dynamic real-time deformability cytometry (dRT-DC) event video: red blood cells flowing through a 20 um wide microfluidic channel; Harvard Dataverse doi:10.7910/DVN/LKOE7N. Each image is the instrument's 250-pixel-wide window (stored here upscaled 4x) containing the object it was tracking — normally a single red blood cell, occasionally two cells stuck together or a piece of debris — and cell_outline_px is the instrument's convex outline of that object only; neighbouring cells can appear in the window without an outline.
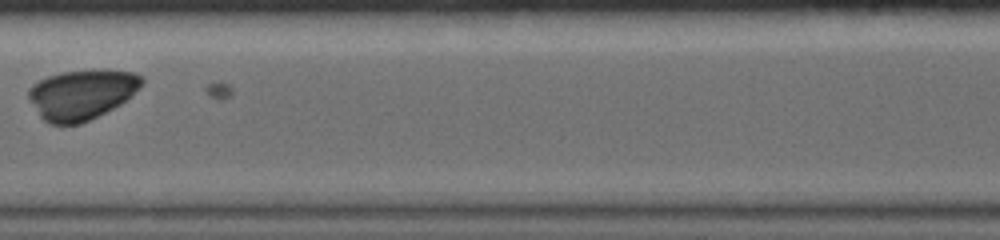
{"species": "common noctule bat (a hibernating species)", "species_latin": "Nyctalus noctula", "temperature_condition": "warm", "stored_images_in_passage": 21, "camera_frame_rate_fps": 5000, "um_per_image_px": 0.085, "animal": {"sex": "female", "body_mass_g": 19.0, "forearm_length_mm": 56.7}, "frame": {"image": 1, "passage_image": 16, "time_ms": 3.8, "image_size_px": [1000, 240], "cell_outline_px": [[144, 84], [120, 104], [80, 124], [48, 124], [40, 116], [28, 96], [28, 92], [32, 84], [48, 76], [60, 72], [104, 68], [108, 68], [132, 72], [144, 76]], "centroid_in_image_um": [6.97, 7.99], "position_along_channel_um": 200.4, "area_um2": 33.06}}